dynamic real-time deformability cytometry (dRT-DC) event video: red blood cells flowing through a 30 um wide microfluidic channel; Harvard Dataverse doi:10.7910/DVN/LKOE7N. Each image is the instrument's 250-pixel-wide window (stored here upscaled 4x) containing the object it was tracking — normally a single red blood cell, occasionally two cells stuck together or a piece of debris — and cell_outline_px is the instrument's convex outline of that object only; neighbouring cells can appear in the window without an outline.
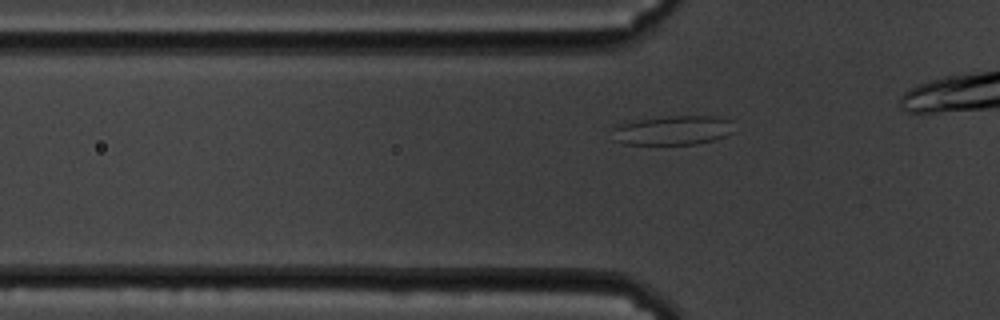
{"species": "common noctule bat (a hibernating species)", "species_latin": "Nyctalus noctula", "temperature_condition": "cold", "stored_images_in_passage": 41, "camera_frame_rate_fps": 3000, "um_per_image_px": 0.085, "animal": {"sex": "male", "body_mass_g": 19.5, "forearm_length_mm": 54.6}, "frame": {"image": 1, "passage_image": 8, "time_ms": 2.333, "image_size_px": [1000, 320], "cell_outline_px": [[732, 132], [724, 136], [712, 140], [696, 144], [624, 144], [612, 140], [612, 128], [620, 124], [640, 120], [668, 116], [720, 116], [732, 120]], "centroid_in_image_um": [57.18, 11.07], "position_along_channel_um": 68.6, "area_um2": 20.75}}
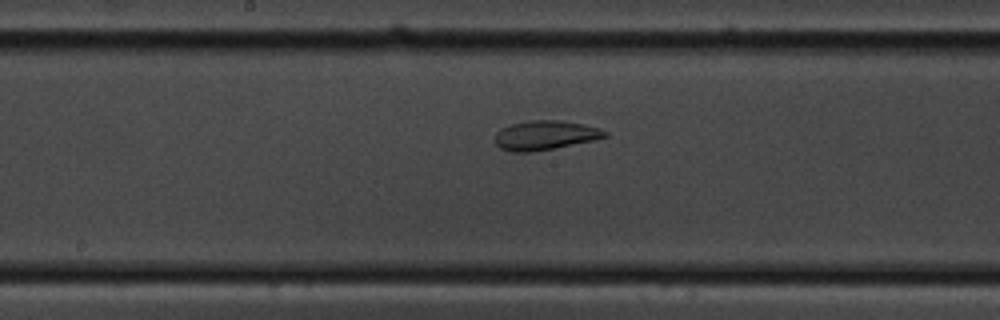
{"frame": {"image": 2, "passage_image": 20, "time_ms": 6.333, "image_size_px": [1000, 320], "cell_outline_px": [[608, 136], [592, 140], [532, 152], [512, 152], [500, 148], [496, 144], [496, 132], [500, 128], [508, 124], [528, 120], [560, 120], [584, 124], [600, 128], [608, 132]], "centroid_in_image_um": [46.3, 11.48], "position_along_channel_um": 201.9, "area_um2": 18.79}}
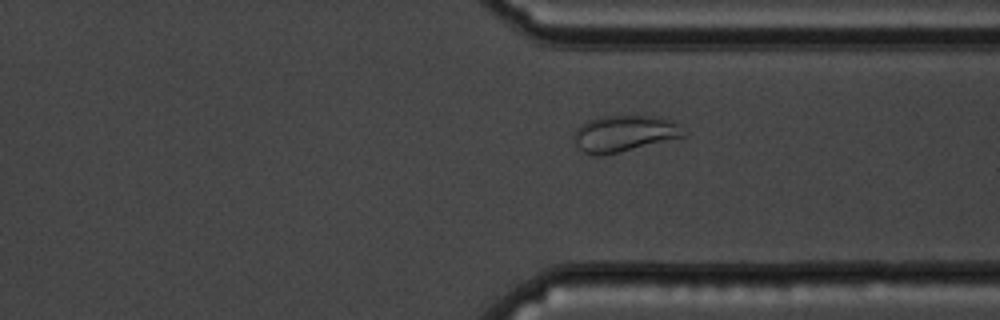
{"frame": {"image": 3, "passage_image": 34, "time_ms": 11.0, "image_size_px": [1000, 320], "cell_outline_px": [[688, 136], [616, 152], [596, 156], [584, 152], [576, 144], [572, 136], [572, 132], [580, 124], [588, 120], [604, 116], [660, 116], [676, 124], [688, 132]], "centroid_in_image_um": [53.05, 11.34], "position_along_channel_um": 358.3, "area_um2": 23.12}, "authors_computed_cell_mechanics": {"area_um2": 18.9006, "velocity_mm_per_s": 3.3473, "shape_relaxation_time_tau1_ms": null, "shape_relaxation_time_tau2_ms": 1.7815, "deformation_change_tau1": null, "deformation_change_tau2": 0.0738}}